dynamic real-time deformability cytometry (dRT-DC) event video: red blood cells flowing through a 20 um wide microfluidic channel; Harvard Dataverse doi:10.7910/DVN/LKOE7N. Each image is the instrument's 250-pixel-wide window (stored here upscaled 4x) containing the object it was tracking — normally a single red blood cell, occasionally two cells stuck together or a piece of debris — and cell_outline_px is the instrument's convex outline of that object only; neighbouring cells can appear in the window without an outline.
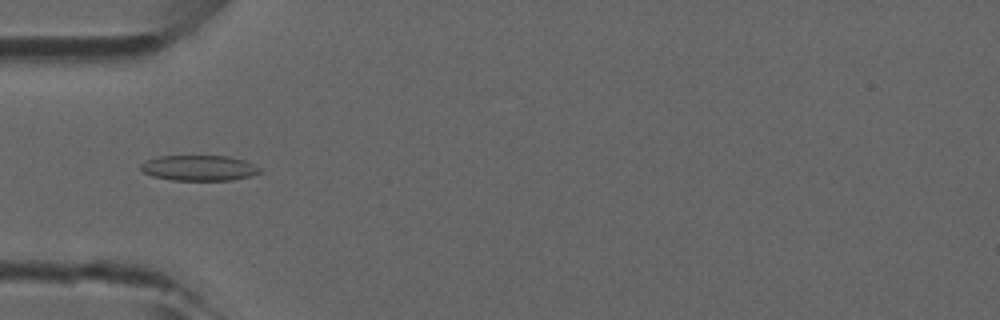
{"species": "common noctule bat (a hibernating species)", "species_latin": "Nyctalus noctula", "temperature_condition": "room temperature", "stored_images_in_passage": 39, "camera_frame_rate_fps": 3000, "um_per_image_px": 0.085, "animal": {"sex": "male", "forearm_length_mm": 52.5}, "frame": {"image": 1, "passage_image": 7, "time_ms": 2.0, "image_size_px": [1000, 320], "cell_outline_px": [[264, 172], [232, 180], [172, 180], [152, 176], [144, 172], [140, 168], [140, 164], [144, 160], [156, 156], [228, 156], [244, 160], [260, 168]], "centroid_in_image_um": [16.89, 14.27], "position_along_channel_um": 68.1, "area_um2": 17.74}}
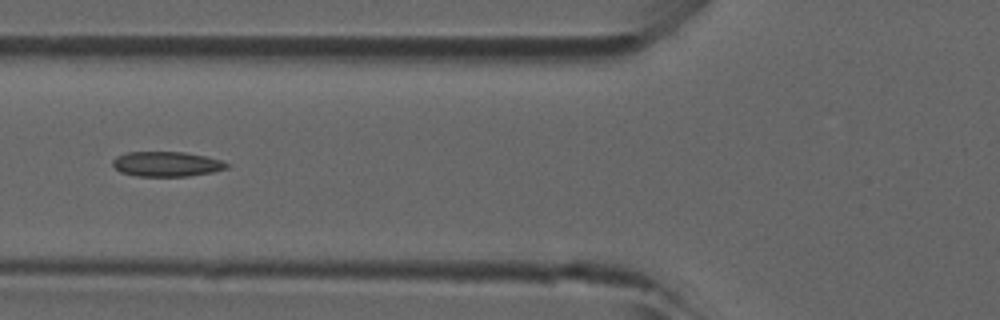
{"frame": {"image": 2, "passage_image": 10, "time_ms": 3.0, "image_size_px": [1000, 320], "cell_outline_px": [[232, 164], [228, 168], [212, 172], [188, 176], [136, 176], [120, 172], [112, 164], [112, 160], [116, 156], [124, 152], [184, 152], [204, 156], [220, 160]], "centroid_in_image_um": [14.15, 13.94], "position_along_channel_um": 111.6, "area_um2": 16.65}}
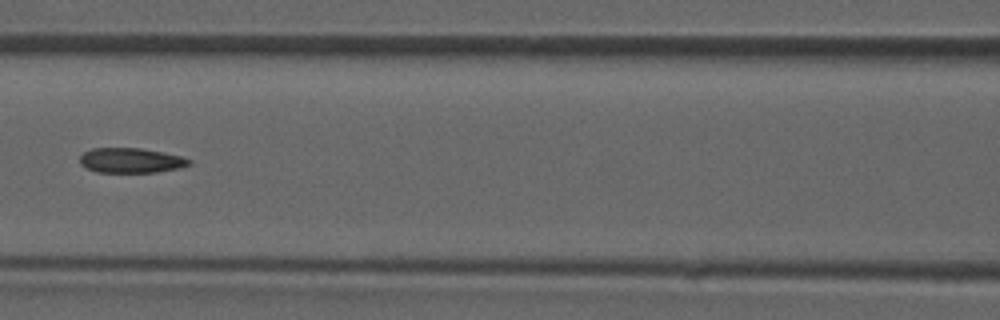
{"frame": {"image": 3, "passage_image": 13, "time_ms": 4.0, "image_size_px": [1000, 320], "cell_outline_px": [[192, 164], [180, 168], [156, 172], [96, 172], [80, 164], [80, 156], [84, 152], [92, 148], [140, 148], [164, 152], [180, 156], [192, 160]], "centroid_in_image_um": [11.15, 13.63], "position_along_channel_um": 155.4, "area_um2": 15.9}}